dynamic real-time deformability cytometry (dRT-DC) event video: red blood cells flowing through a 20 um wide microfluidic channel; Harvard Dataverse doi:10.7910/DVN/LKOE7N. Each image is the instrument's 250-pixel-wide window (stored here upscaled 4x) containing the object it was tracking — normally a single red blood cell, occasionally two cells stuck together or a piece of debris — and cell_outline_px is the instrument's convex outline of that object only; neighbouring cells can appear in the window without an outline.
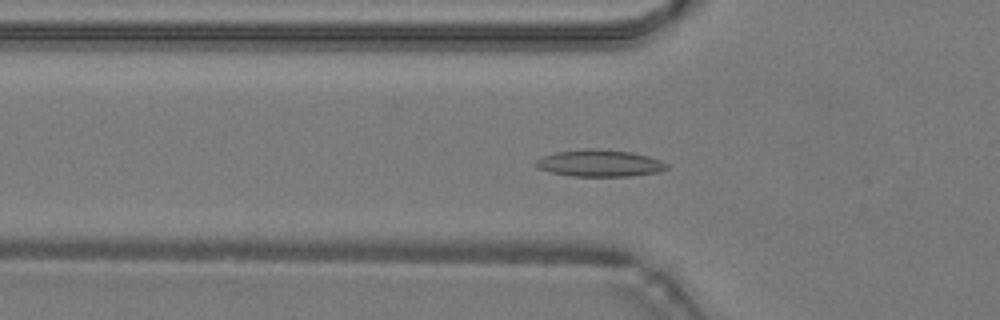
{"species": "common noctule bat (a hibernating species)", "species_latin": "Nyctalus noctula", "temperature_condition": "warm", "stored_images_in_passage": 49, "camera_frame_rate_fps": 3000, "um_per_image_px": 0.085, "animal": {"sex": "male", "body_mass_g": 19.2, "forearm_length_mm": 51.8}, "frame": {"image": 1, "passage_image": 17, "time_ms": 5.333, "image_size_px": [1000, 320], "cell_outline_px": [[668, 168], [660, 172], [628, 176], [572, 176], [552, 172], [536, 168], [532, 164], [536, 160], [544, 156], [556, 152], [584, 148], [596, 148], [632, 152], [648, 156], [660, 160], [668, 164]], "centroid_in_image_um": [50.96, 13.86], "position_along_channel_um": 74.8, "area_um2": 20.63}}
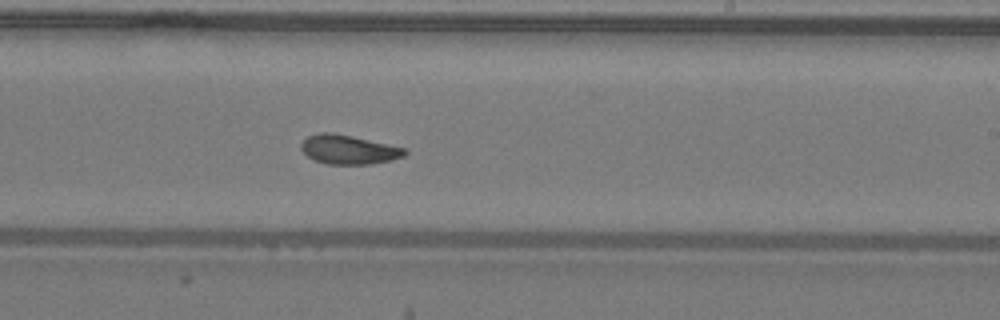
{"frame": {"image": 2, "passage_image": 30, "time_ms": 9.667, "image_size_px": [1000, 320], "cell_outline_px": [[408, 152], [404, 156], [392, 160], [372, 164], [328, 164], [316, 160], [308, 156], [300, 148], [300, 144], [308, 136], [320, 132], [332, 132], [352, 136], [408, 148]], "centroid_in_image_um": [29.67, 12.71], "position_along_channel_um": 259.3, "area_um2": 17.69}}
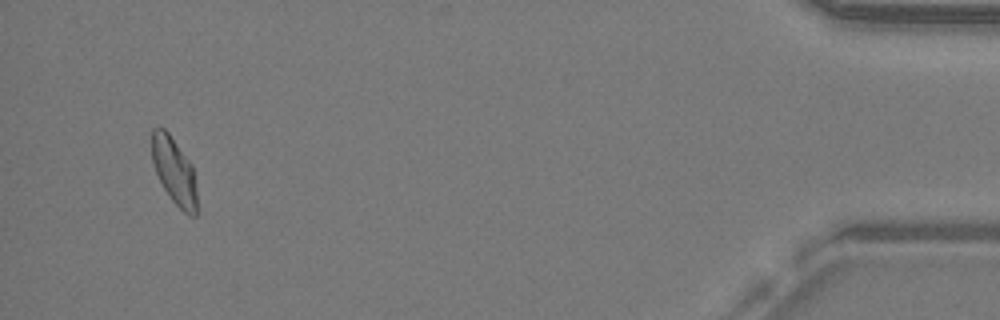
{"frame": {"image": 3, "passage_image": 47, "time_ms": 15.333, "image_size_px": [1000, 320], "cell_outline_px": [[196, 216], [188, 216], [172, 200], [164, 188], [156, 172], [152, 160], [152, 128], [164, 128], [168, 132], [192, 164], [196, 188]], "centroid_in_image_um": [14.81, 14.53], "position_along_channel_um": 420.4, "area_um2": 17.34}, "authors_computed_cell_mechanics": {"area_um2": 18.207, "velocity_mm_per_s": 4.2467, "shape_relaxation_time_tau1_ms": 5.4755, "shape_relaxation_time_tau2_ms": 3.1706, "deformation_change_tau1": 0.1505, "deformation_change_tau2": 0.0836}}